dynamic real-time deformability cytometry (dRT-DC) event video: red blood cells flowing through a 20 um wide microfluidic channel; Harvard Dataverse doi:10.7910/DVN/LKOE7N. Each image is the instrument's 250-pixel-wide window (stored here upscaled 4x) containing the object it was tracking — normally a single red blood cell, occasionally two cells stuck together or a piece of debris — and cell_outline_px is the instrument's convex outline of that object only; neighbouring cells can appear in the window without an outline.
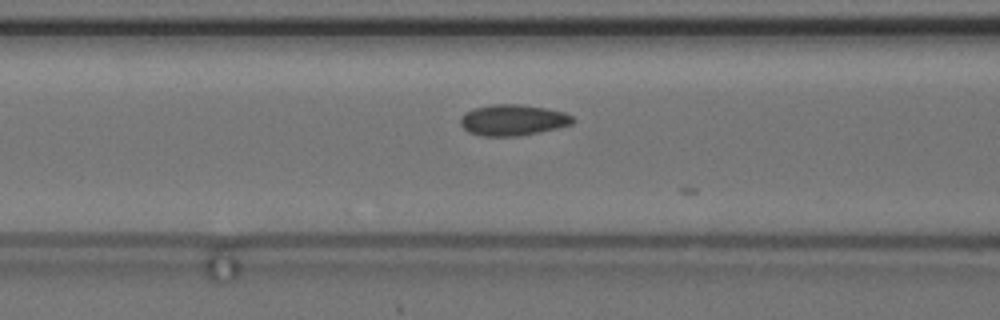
{"species": "common noctule bat (a hibernating species)", "species_latin": "Nyctalus noctula", "temperature_condition": "cold", "stored_images_in_passage": 5, "camera_frame_rate_fps": 3000, "um_per_image_px": 0.085, "animal": {"sex": "female", "body_mass_g": 24.6, "forearm_length_mm": 56.2}, "frame": {"image": 1, "passage_image": 4, "time_ms": 1.0, "image_size_px": [1000, 320], "cell_outline_px": [[576, 120], [572, 124], [540, 132], [520, 136], [480, 136], [468, 132], [460, 124], [460, 120], [464, 112], [472, 108], [492, 104], [520, 104], [548, 108], [564, 112], [572, 116]], "centroid_in_image_um": [43.58, 10.2], "position_along_channel_um": 123.0, "area_um2": 20.58}}